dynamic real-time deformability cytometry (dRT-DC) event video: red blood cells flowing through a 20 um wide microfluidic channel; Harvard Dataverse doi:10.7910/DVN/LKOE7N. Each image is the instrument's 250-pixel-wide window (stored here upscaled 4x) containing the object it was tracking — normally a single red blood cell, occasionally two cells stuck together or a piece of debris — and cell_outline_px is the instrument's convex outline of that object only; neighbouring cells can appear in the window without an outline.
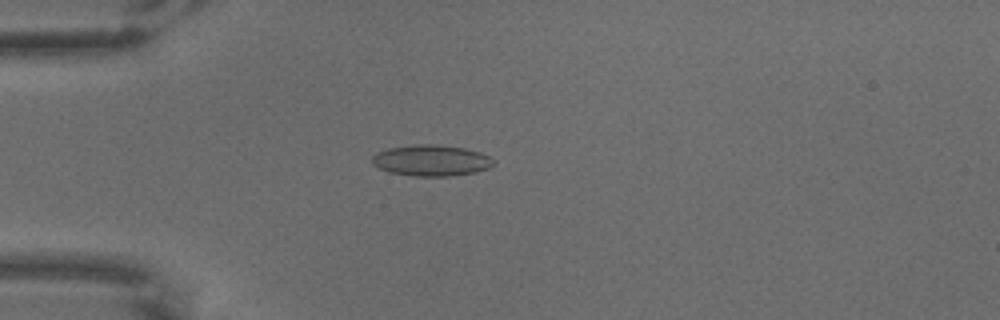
{"species": "common noctule bat (a hibernating species)", "species_latin": "Nyctalus noctula", "temperature_condition": "warm", "stored_images_in_passage": 8, "camera_frame_rate_fps": 3000, "um_per_image_px": 0.085, "animal": {"sex": "male", "body_mass_g": 18.8}, "frame": {"image": 1, "passage_image": 4, "time_ms": 1.0, "image_size_px": [1000, 320], "cell_outline_px": [[492, 164], [488, 168], [476, 172], [448, 176], [416, 176], [388, 172], [372, 164], [372, 156], [376, 152], [388, 148], [412, 144], [436, 144], [464, 148], [480, 152], [488, 156], [492, 160]], "centroid_in_image_um": [36.61, 13.63], "position_along_channel_um": 48.4, "area_um2": 21.96}}
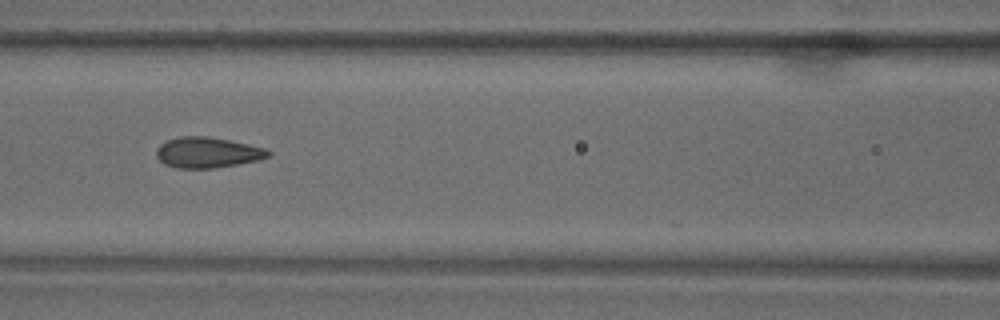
{"frame": {"image": 2, "passage_image": 7, "time_ms": 2.0, "image_size_px": [1000, 320], "cell_outline_px": [[272, 152], [268, 156], [260, 160], [216, 168], [176, 168], [164, 164], [156, 156], [156, 148], [160, 144], [168, 140], [180, 136], [208, 136], [248, 144], [264, 148]], "centroid_in_image_um": [17.62, 12.97], "position_along_channel_um": 149.0, "area_um2": 20.0}}
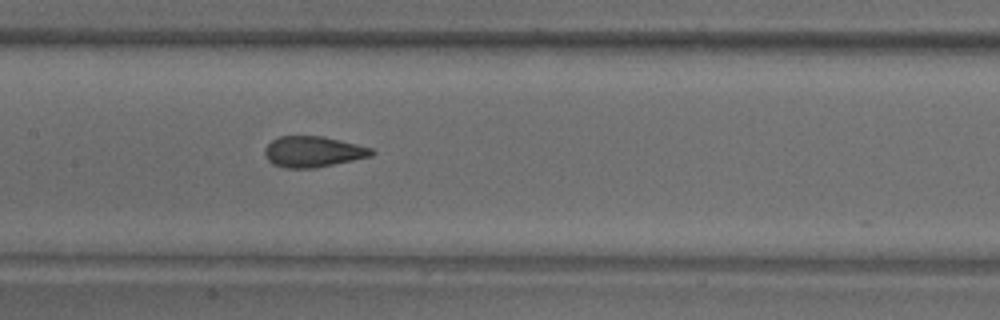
{"frame": {"image": 3, "passage_image": 8, "time_ms": 2.333, "image_size_px": [1000, 320], "cell_outline_px": [[376, 152], [372, 156], [316, 168], [284, 168], [272, 164], [264, 156], [264, 148], [272, 140], [280, 136], [324, 136], [372, 148]], "centroid_in_image_um": [26.59, 12.9], "position_along_channel_um": 180.8, "area_um2": 19.36}}